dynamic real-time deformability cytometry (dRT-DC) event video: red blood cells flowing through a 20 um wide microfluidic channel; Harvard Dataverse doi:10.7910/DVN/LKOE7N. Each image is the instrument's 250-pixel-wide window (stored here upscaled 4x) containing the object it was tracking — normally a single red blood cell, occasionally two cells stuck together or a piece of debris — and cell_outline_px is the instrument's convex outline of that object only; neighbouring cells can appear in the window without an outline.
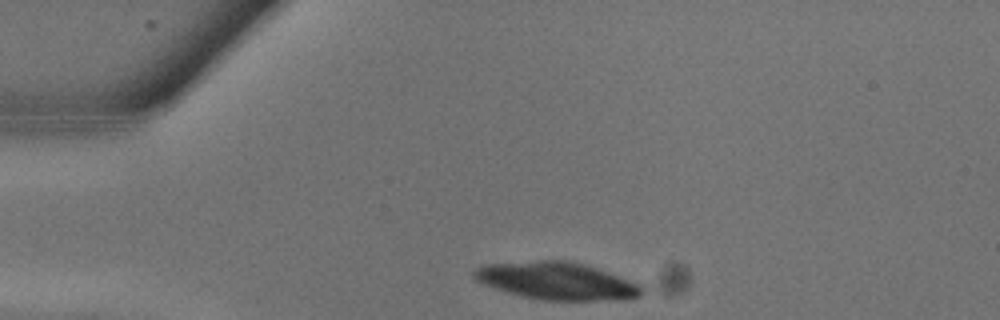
{"species": "common noctule bat (a hibernating species)", "species_latin": "Nyctalus noctula", "temperature_condition": "warm", "stored_images_in_passage": 3, "camera_frame_rate_fps": 3000, "um_per_image_px": 0.085, "animal": {"sex": "male", "body_mass_g": 13.3}, "frame": {"image": 1, "passage_image": 1, "time_ms": 0.0, "image_size_px": [1000, 320], "cell_outline_px": [[644, 292], [640, 296], [628, 300], [540, 300], [520, 296], [484, 284], [476, 280], [472, 276], [472, 272], [476, 268], [484, 264], [540, 260], [568, 260], [588, 264], [644, 284]], "centroid_in_image_um": [47.42, 23.87], "position_along_channel_um": 37.6, "area_um2": 37.4}}